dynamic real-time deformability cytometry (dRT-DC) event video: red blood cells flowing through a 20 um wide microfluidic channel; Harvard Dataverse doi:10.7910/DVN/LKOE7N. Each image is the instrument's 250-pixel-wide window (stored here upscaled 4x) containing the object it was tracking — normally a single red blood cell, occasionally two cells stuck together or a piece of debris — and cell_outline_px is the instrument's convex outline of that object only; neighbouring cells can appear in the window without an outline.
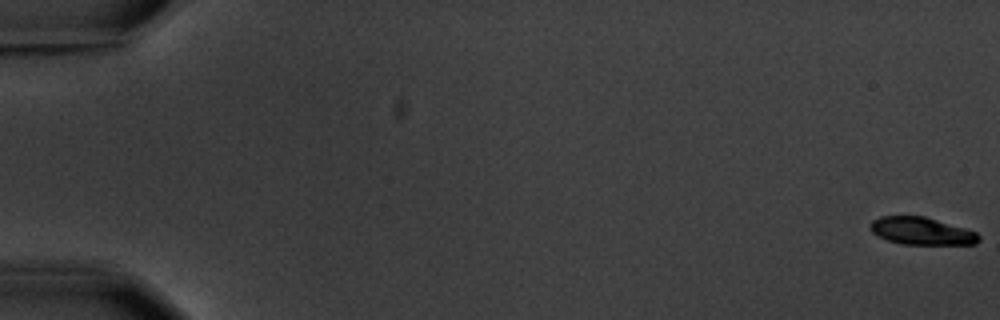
{"species": "common noctule bat (a hibernating species)", "species_latin": "Nyctalus noctula", "temperature_condition": "warm", "stored_images_in_passage": 11, "camera_frame_rate_fps": 3000, "um_per_image_px": 0.085, "animal": {"sex": "male", "body_mass_g": 20.1, "forearm_length_mm": 53.5}, "frame": {"image": 1, "passage_image": 1, "time_ms": 0.0, "image_size_px": [1000, 320], "cell_outline_px": [[980, 240], [976, 244], [904, 244], [888, 240], [876, 236], [872, 232], [872, 220], [880, 216], [924, 216], [964, 228], [976, 232], [980, 236]], "centroid_in_image_um": [78.34, 19.64], "position_along_channel_um": 6.7, "area_um2": 17.17}}
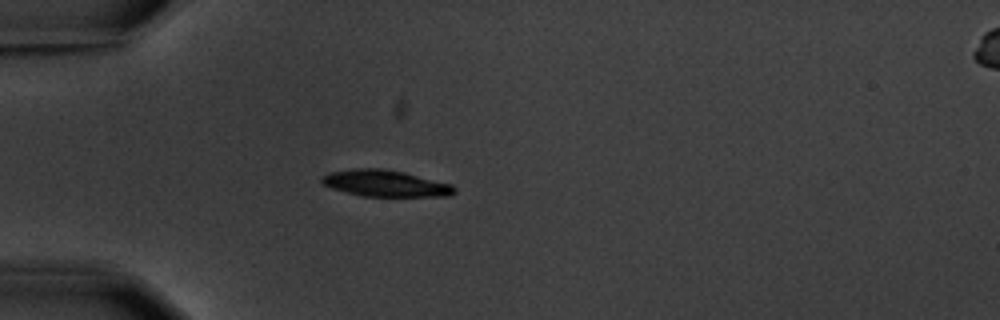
{"frame": {"image": 2, "passage_image": 5, "time_ms": 5.667, "image_size_px": [1000, 320], "cell_outline_px": [[456, 192], [452, 196], [364, 196], [332, 188], [324, 184], [320, 180], [320, 176], [332, 172], [352, 168], [384, 168], [404, 172], [452, 184], [456, 188]], "centroid_in_image_um": [32.79, 15.58], "position_along_channel_um": 52.2, "area_um2": 20.46}}